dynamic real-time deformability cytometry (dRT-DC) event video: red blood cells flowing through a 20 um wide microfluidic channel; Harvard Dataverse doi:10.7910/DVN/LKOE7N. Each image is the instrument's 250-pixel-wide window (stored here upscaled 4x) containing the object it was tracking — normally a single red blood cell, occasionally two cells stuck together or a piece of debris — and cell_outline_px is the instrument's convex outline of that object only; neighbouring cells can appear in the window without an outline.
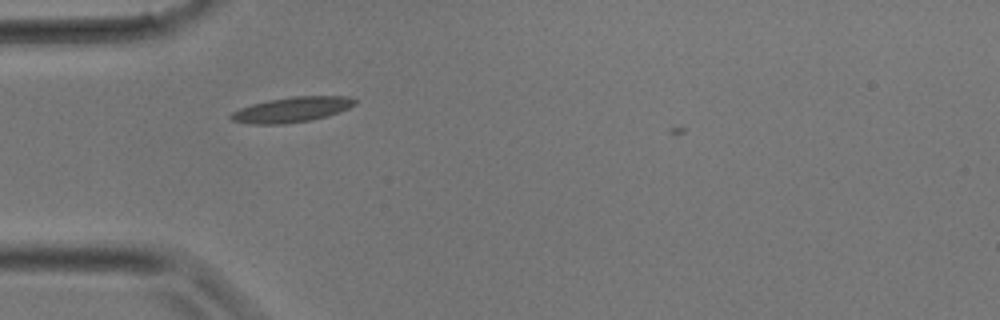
{"species": "common noctule bat (a hibernating species)", "species_latin": "Nyctalus noctula", "temperature_condition": "room temperature", "stored_images_in_passage": 5, "camera_frame_rate_fps": 3000, "um_per_image_px": 0.085, "animal": {"sex": "male", "body_mass_g": 17.9}, "frame": {"image": 1, "passage_image": 2, "time_ms": 0.333, "image_size_px": [1000, 320], "cell_outline_px": [[356, 104], [340, 112], [328, 116], [312, 120], [284, 124], [248, 124], [232, 120], [228, 116], [232, 112], [240, 108], [252, 104], [268, 100], [292, 96], [348, 96], [356, 100]], "centroid_in_image_um": [24.8, 9.32], "position_along_channel_um": 60.2, "area_um2": 18.32}}
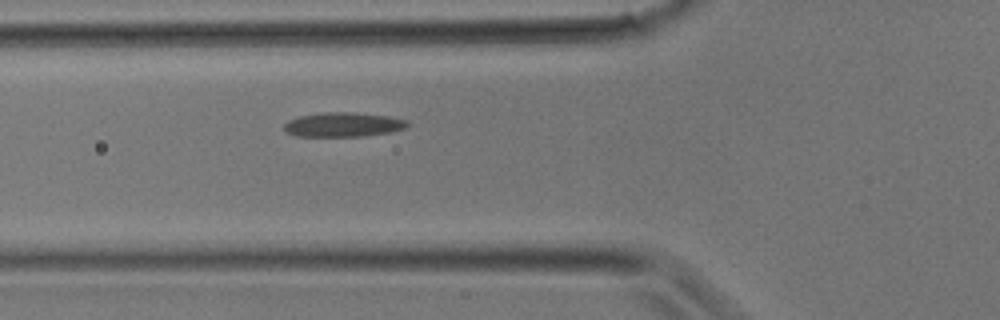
{"frame": {"image": 2, "passage_image": 4, "time_ms": 1.0, "image_size_px": [1000, 320], "cell_outline_px": [[412, 124], [408, 128], [392, 132], [360, 136], [296, 136], [284, 132], [284, 124], [288, 120], [300, 116], [320, 112], [352, 112], [384, 116], [408, 120]], "centroid_in_image_um": [29.18, 10.59], "position_along_channel_um": 96.6, "area_um2": 17.69}}